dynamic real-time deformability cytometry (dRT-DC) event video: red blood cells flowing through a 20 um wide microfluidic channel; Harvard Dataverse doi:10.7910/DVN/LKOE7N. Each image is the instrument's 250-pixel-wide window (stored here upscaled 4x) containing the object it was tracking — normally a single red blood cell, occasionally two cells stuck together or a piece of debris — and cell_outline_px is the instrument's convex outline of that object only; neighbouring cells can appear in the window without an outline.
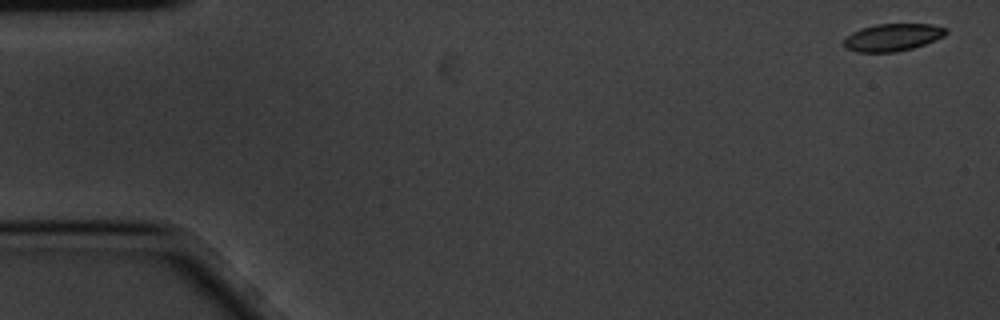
{"species": "common noctule bat (a hibernating species)", "species_latin": "Nyctalus noctula", "temperature_condition": "cold", "stored_images_in_passage": 5, "camera_frame_rate_fps": 3000, "um_per_image_px": 0.085, "animal": {"sex": "male", "body_mass_g": 20.1, "forearm_length_mm": 53.5}, "frame": {"image": 1, "passage_image": 1, "time_ms": 0.0, "image_size_px": [1000, 320], "cell_outline_px": [[948, 32], [944, 36], [924, 44], [912, 48], [896, 52], [856, 52], [844, 48], [840, 44], [844, 36], [860, 28], [876, 24], [932, 24], [948, 28]], "centroid_in_image_um": [75.8, 3.17], "position_along_channel_um": 9.2, "area_um2": 16.65}}